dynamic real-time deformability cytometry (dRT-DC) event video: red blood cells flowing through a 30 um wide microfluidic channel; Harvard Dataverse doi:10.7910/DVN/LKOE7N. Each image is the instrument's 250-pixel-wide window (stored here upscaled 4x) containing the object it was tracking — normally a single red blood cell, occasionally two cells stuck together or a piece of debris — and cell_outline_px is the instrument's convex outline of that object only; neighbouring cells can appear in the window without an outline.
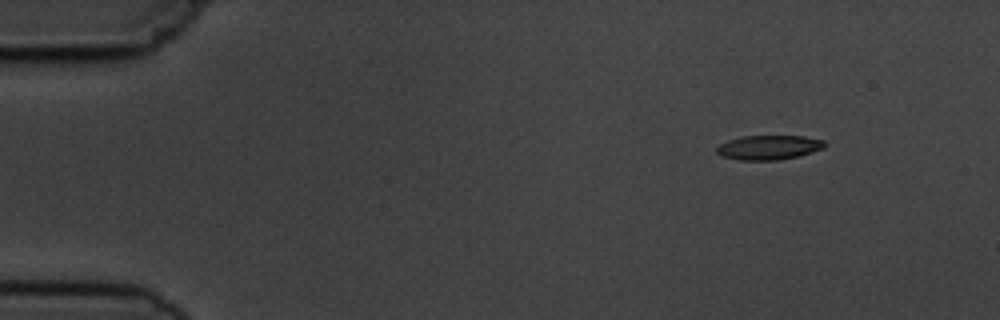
{"species": "common noctule bat (a hibernating species)", "species_latin": "Nyctalus noctula", "temperature_condition": "cold", "stored_images_in_passage": 3, "camera_frame_rate_fps": 3000, "um_per_image_px": 0.085, "animal": {"sex": "male", "body_mass_g": 19.5, "forearm_length_mm": 54.6}, "frame": {"image": 1, "passage_image": 1, "time_ms": 0.0, "image_size_px": [1000, 320], "cell_outline_px": [[828, 144], [824, 148], [800, 156], [776, 160], [740, 160], [724, 156], [716, 152], [716, 148], [720, 144], [728, 140], [740, 136], [804, 136], [824, 140]], "centroid_in_image_um": [65.39, 12.52], "position_along_channel_um": 19.6, "area_um2": 15.43}}